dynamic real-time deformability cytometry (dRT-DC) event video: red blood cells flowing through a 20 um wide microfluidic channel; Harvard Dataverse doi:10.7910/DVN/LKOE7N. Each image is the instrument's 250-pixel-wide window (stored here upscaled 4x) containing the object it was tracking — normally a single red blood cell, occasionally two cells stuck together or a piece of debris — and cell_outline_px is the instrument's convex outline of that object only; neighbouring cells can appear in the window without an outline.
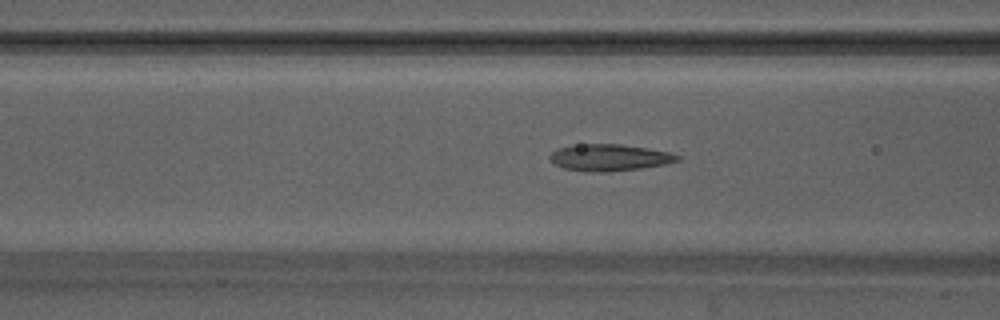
{"species": "Egyptian fruit bat (a non-hibernating species)", "species_latin": "Rousettus aegyptiacus", "temperature_condition": "warm", "stored_images_in_passage": 36, "camera_frame_rate_fps": 3000, "um_per_image_px": 0.085, "animal": {"sex": "male"}, "frame": {"image": 1, "passage_image": 6, "time_ms": 1.667, "image_size_px": [1000, 320], "cell_outline_px": [[680, 160], [664, 164], [640, 168], [612, 172], [584, 172], [564, 168], [556, 164], [548, 156], [556, 148], [580, 144], [620, 144], [648, 148], [668, 152], [680, 156]], "centroid_in_image_um": [51.78, 13.39], "position_along_channel_um": 114.8, "area_um2": 19.83}, "authors_computed_cell_mechanics": {"area_um2": 19.0451, "velocity_mm_per_s": 4.1897, "shape_relaxation_time_tau1_ms": null, "shape_relaxation_time_tau2_ms": 1.7432, "deformation_change_tau1": null, "deformation_change_tau2": 0.0913}}